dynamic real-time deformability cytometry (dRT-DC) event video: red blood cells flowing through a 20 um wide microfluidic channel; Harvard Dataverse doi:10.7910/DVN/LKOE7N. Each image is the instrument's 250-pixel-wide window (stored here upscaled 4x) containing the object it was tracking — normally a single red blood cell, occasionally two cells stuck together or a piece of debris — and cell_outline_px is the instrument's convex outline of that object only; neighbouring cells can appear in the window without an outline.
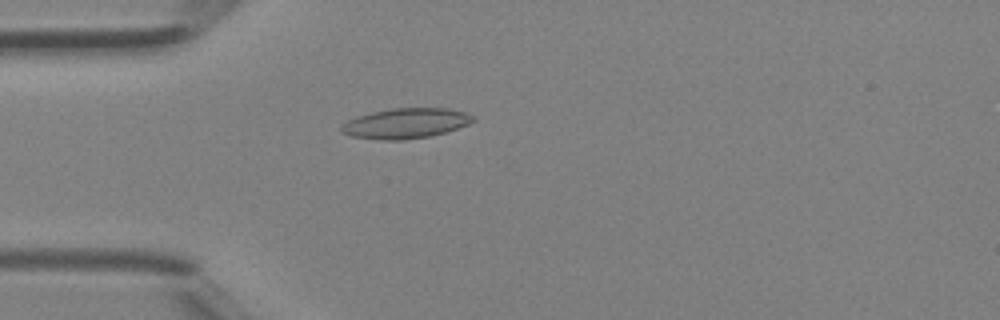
{"species": "Egyptian fruit bat (a non-hibernating species)", "species_latin": "Rousettus aegyptiacus", "temperature_condition": "room temperature", "stored_images_in_passage": 42, "camera_frame_rate_fps": 3000, "um_per_image_px": 0.085, "animal": {"sex": "female"}, "frame": {"image": 1, "passage_image": 12, "time_ms": 3.667, "image_size_px": [1000, 320], "cell_outline_px": [[476, 120], [468, 124], [444, 132], [428, 136], [400, 140], [380, 140], [352, 136], [340, 132], [340, 124], [356, 116], [372, 112], [392, 108], [448, 108], [464, 112], [472, 116]], "centroid_in_image_um": [34.42, 10.48], "position_along_channel_um": 50.6, "area_um2": 23.06}}
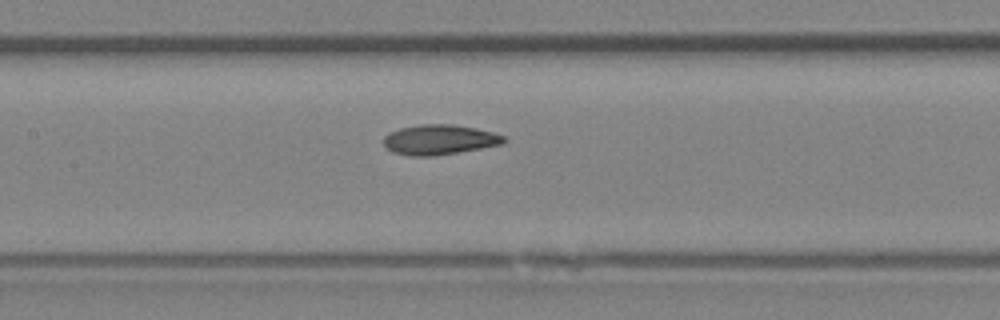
{"frame": {"image": 2, "passage_image": 20, "time_ms": 6.333, "image_size_px": [1000, 320], "cell_outline_px": [[508, 140], [504, 144], [432, 156], [408, 156], [392, 152], [384, 144], [384, 136], [388, 132], [400, 128], [420, 124], [452, 124], [476, 128], [492, 132], [504, 136]], "centroid_in_image_um": [37.34, 11.87], "position_along_channel_um": 170.1, "area_um2": 21.04}}
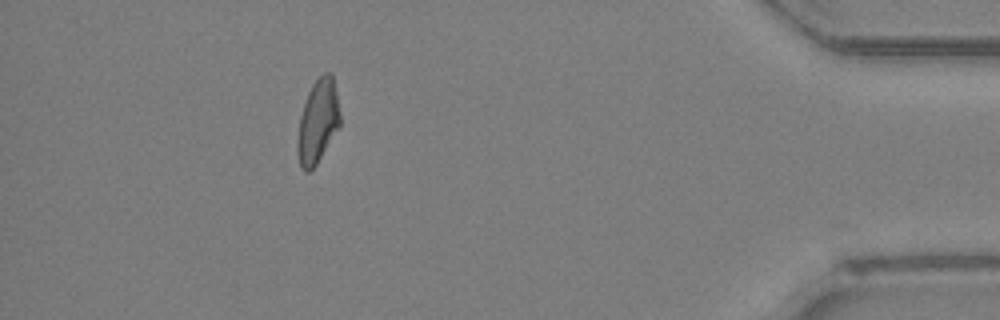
{"frame": {"image": 3, "passage_image": 38, "time_ms": 12.333, "image_size_px": [1000, 320], "cell_outline_px": [[340, 124], [316, 164], [308, 172], [304, 172], [300, 168], [296, 152], [296, 144], [300, 116], [308, 92], [312, 84], [324, 72], [332, 72], [340, 112]], "centroid_in_image_um": [26.99, 10.33], "position_along_channel_um": 408.2, "area_um2": 20.63}}